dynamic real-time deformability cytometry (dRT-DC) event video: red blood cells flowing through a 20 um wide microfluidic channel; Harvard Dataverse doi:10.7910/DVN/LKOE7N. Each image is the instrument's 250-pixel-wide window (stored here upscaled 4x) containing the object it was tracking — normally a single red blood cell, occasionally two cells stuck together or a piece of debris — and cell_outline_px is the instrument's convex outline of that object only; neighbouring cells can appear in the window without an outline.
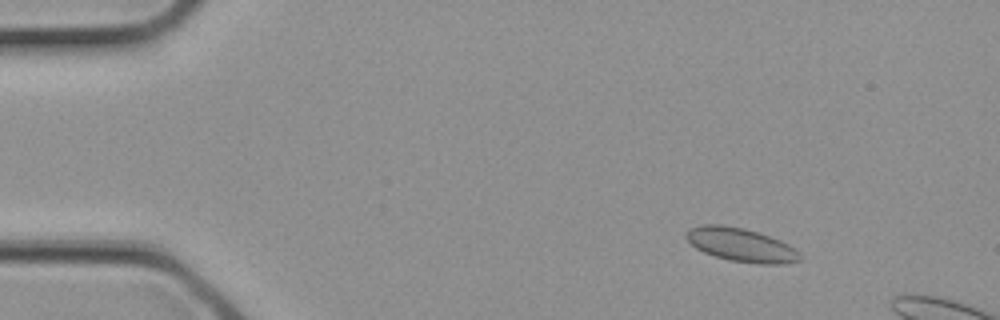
{"species": "common noctule bat (a hibernating species)", "species_latin": "Nyctalus noctula", "temperature_condition": "cold", "stored_images_in_passage": 4, "camera_frame_rate_fps": 3000, "um_per_image_px": 0.085, "animal": {"sex": "female", "body_mass_g": 21.9}, "frame": {"image": 1, "passage_image": 1, "time_ms": 0.0, "image_size_px": [1000, 320], "cell_outline_px": [[800, 260], [784, 264], [760, 264], [728, 260], [704, 252], [696, 248], [684, 236], [688, 228], [704, 224], [724, 224], [744, 228], [760, 232], [780, 240], [788, 244], [800, 252]], "centroid_in_image_um": [62.98, 20.8], "position_along_channel_um": 22.0, "area_um2": 22.43}}